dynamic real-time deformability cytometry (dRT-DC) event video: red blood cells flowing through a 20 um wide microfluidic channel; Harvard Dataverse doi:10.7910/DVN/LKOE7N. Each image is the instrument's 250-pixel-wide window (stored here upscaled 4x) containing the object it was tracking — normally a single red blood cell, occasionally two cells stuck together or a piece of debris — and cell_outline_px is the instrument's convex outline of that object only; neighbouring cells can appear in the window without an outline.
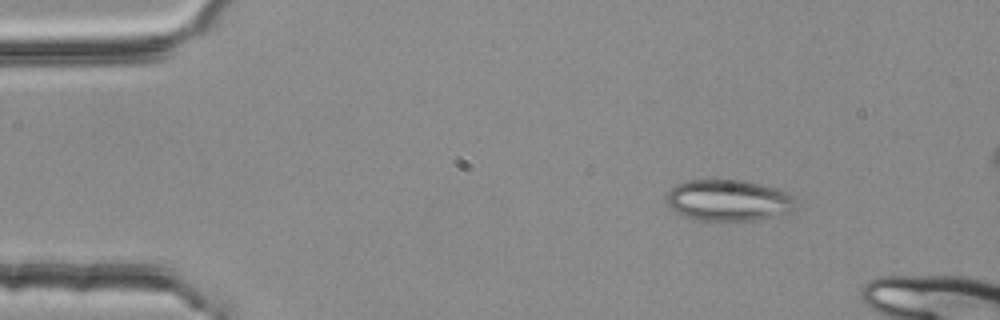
{"species": "common noctule bat (a hibernating species)", "species_latin": "Nyctalus noctula", "temperature_condition": "room temperature", "stored_images_in_passage": 3, "camera_frame_rate_fps": 3000, "um_per_image_px": 0.085, "animal": {"sex": "female", "body_mass_g": 25.1}, "frame": {"image": 1, "passage_image": 1, "time_ms": 0.0, "image_size_px": [1000, 320], "cell_outline_px": [[796, 208], [792, 212], [752, 220], [692, 220], [668, 208], [664, 200], [664, 196], [676, 184], [688, 180], [744, 180], [764, 184], [780, 188], [788, 192], [796, 200]], "centroid_in_image_um": [61.91, 17.02], "position_along_channel_um": 23.1, "area_um2": 31.67}}